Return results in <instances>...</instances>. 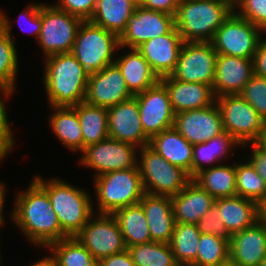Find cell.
<instances>
[{
    "instance_id": "obj_1",
    "label": "cell",
    "mask_w": 266,
    "mask_h": 266,
    "mask_svg": "<svg viewBox=\"0 0 266 266\" xmlns=\"http://www.w3.org/2000/svg\"><path fill=\"white\" fill-rule=\"evenodd\" d=\"M25 191L15 196L11 218L27 241L37 248L68 236L62 231L47 192L32 178Z\"/></svg>"
},
{
    "instance_id": "obj_2",
    "label": "cell",
    "mask_w": 266,
    "mask_h": 266,
    "mask_svg": "<svg viewBox=\"0 0 266 266\" xmlns=\"http://www.w3.org/2000/svg\"><path fill=\"white\" fill-rule=\"evenodd\" d=\"M43 84L50 107H74L85 101L88 71L70 53L44 58Z\"/></svg>"
},
{
    "instance_id": "obj_3",
    "label": "cell",
    "mask_w": 266,
    "mask_h": 266,
    "mask_svg": "<svg viewBox=\"0 0 266 266\" xmlns=\"http://www.w3.org/2000/svg\"><path fill=\"white\" fill-rule=\"evenodd\" d=\"M233 12L229 0H180L175 28L184 42H211Z\"/></svg>"
},
{
    "instance_id": "obj_4",
    "label": "cell",
    "mask_w": 266,
    "mask_h": 266,
    "mask_svg": "<svg viewBox=\"0 0 266 266\" xmlns=\"http://www.w3.org/2000/svg\"><path fill=\"white\" fill-rule=\"evenodd\" d=\"M33 179L47 192L61 229L68 237H75L97 212L92 208L93 197L86 189L56 177L46 181L36 175Z\"/></svg>"
},
{
    "instance_id": "obj_5",
    "label": "cell",
    "mask_w": 266,
    "mask_h": 266,
    "mask_svg": "<svg viewBox=\"0 0 266 266\" xmlns=\"http://www.w3.org/2000/svg\"><path fill=\"white\" fill-rule=\"evenodd\" d=\"M93 180L98 214H112L138 204L145 194L138 166L109 172Z\"/></svg>"
},
{
    "instance_id": "obj_6",
    "label": "cell",
    "mask_w": 266,
    "mask_h": 266,
    "mask_svg": "<svg viewBox=\"0 0 266 266\" xmlns=\"http://www.w3.org/2000/svg\"><path fill=\"white\" fill-rule=\"evenodd\" d=\"M137 166L144 191L151 195H177L192 180L187 171L170 164L149 145L138 149Z\"/></svg>"
},
{
    "instance_id": "obj_7",
    "label": "cell",
    "mask_w": 266,
    "mask_h": 266,
    "mask_svg": "<svg viewBox=\"0 0 266 266\" xmlns=\"http://www.w3.org/2000/svg\"><path fill=\"white\" fill-rule=\"evenodd\" d=\"M119 49L117 35L86 20L78 28L71 53L92 74L113 64L116 59L114 55Z\"/></svg>"
},
{
    "instance_id": "obj_8",
    "label": "cell",
    "mask_w": 266,
    "mask_h": 266,
    "mask_svg": "<svg viewBox=\"0 0 266 266\" xmlns=\"http://www.w3.org/2000/svg\"><path fill=\"white\" fill-rule=\"evenodd\" d=\"M83 20L59 9L54 4H42V25L37 44L43 58L60 53H70L78 28Z\"/></svg>"
},
{
    "instance_id": "obj_9",
    "label": "cell",
    "mask_w": 266,
    "mask_h": 266,
    "mask_svg": "<svg viewBox=\"0 0 266 266\" xmlns=\"http://www.w3.org/2000/svg\"><path fill=\"white\" fill-rule=\"evenodd\" d=\"M222 116L224 132L231 134L241 145L257 142L266 122L253 106L239 94L216 98Z\"/></svg>"
},
{
    "instance_id": "obj_10",
    "label": "cell",
    "mask_w": 266,
    "mask_h": 266,
    "mask_svg": "<svg viewBox=\"0 0 266 266\" xmlns=\"http://www.w3.org/2000/svg\"><path fill=\"white\" fill-rule=\"evenodd\" d=\"M262 29L233 12L211 41L217 54L253 58L263 38Z\"/></svg>"
},
{
    "instance_id": "obj_11",
    "label": "cell",
    "mask_w": 266,
    "mask_h": 266,
    "mask_svg": "<svg viewBox=\"0 0 266 266\" xmlns=\"http://www.w3.org/2000/svg\"><path fill=\"white\" fill-rule=\"evenodd\" d=\"M138 147L107 138L84 148L78 162L95 171V176L137 166Z\"/></svg>"
},
{
    "instance_id": "obj_12",
    "label": "cell",
    "mask_w": 266,
    "mask_h": 266,
    "mask_svg": "<svg viewBox=\"0 0 266 266\" xmlns=\"http://www.w3.org/2000/svg\"><path fill=\"white\" fill-rule=\"evenodd\" d=\"M75 237L91 253L96 262L127 249L121 230L112 214L95 213Z\"/></svg>"
},
{
    "instance_id": "obj_13",
    "label": "cell",
    "mask_w": 266,
    "mask_h": 266,
    "mask_svg": "<svg viewBox=\"0 0 266 266\" xmlns=\"http://www.w3.org/2000/svg\"><path fill=\"white\" fill-rule=\"evenodd\" d=\"M217 52L212 42H184L171 77L213 86Z\"/></svg>"
},
{
    "instance_id": "obj_14",
    "label": "cell",
    "mask_w": 266,
    "mask_h": 266,
    "mask_svg": "<svg viewBox=\"0 0 266 266\" xmlns=\"http://www.w3.org/2000/svg\"><path fill=\"white\" fill-rule=\"evenodd\" d=\"M134 97L137 99L143 130L150 139L173 127L175 112L168 92L160 81Z\"/></svg>"
},
{
    "instance_id": "obj_15",
    "label": "cell",
    "mask_w": 266,
    "mask_h": 266,
    "mask_svg": "<svg viewBox=\"0 0 266 266\" xmlns=\"http://www.w3.org/2000/svg\"><path fill=\"white\" fill-rule=\"evenodd\" d=\"M174 27V16L136 6L119 37L120 48H137L148 40L168 34Z\"/></svg>"
},
{
    "instance_id": "obj_16",
    "label": "cell",
    "mask_w": 266,
    "mask_h": 266,
    "mask_svg": "<svg viewBox=\"0 0 266 266\" xmlns=\"http://www.w3.org/2000/svg\"><path fill=\"white\" fill-rule=\"evenodd\" d=\"M134 97L129 91L118 66L113 63L102 71L89 74L85 102L102 108H110Z\"/></svg>"
},
{
    "instance_id": "obj_17",
    "label": "cell",
    "mask_w": 266,
    "mask_h": 266,
    "mask_svg": "<svg viewBox=\"0 0 266 266\" xmlns=\"http://www.w3.org/2000/svg\"><path fill=\"white\" fill-rule=\"evenodd\" d=\"M173 127L190 143H204L224 132L221 112L216 102L201 109L175 114Z\"/></svg>"
},
{
    "instance_id": "obj_18",
    "label": "cell",
    "mask_w": 266,
    "mask_h": 266,
    "mask_svg": "<svg viewBox=\"0 0 266 266\" xmlns=\"http://www.w3.org/2000/svg\"><path fill=\"white\" fill-rule=\"evenodd\" d=\"M109 138L127 142L138 148L149 145L150 138L145 134L137 99L120 102L107 109Z\"/></svg>"
},
{
    "instance_id": "obj_19",
    "label": "cell",
    "mask_w": 266,
    "mask_h": 266,
    "mask_svg": "<svg viewBox=\"0 0 266 266\" xmlns=\"http://www.w3.org/2000/svg\"><path fill=\"white\" fill-rule=\"evenodd\" d=\"M266 255V224L261 220L231 236L229 264L233 266H260Z\"/></svg>"
},
{
    "instance_id": "obj_20",
    "label": "cell",
    "mask_w": 266,
    "mask_h": 266,
    "mask_svg": "<svg viewBox=\"0 0 266 266\" xmlns=\"http://www.w3.org/2000/svg\"><path fill=\"white\" fill-rule=\"evenodd\" d=\"M184 41L174 27L168 34L142 43L136 49L143 55L159 78L174 71Z\"/></svg>"
},
{
    "instance_id": "obj_21",
    "label": "cell",
    "mask_w": 266,
    "mask_h": 266,
    "mask_svg": "<svg viewBox=\"0 0 266 266\" xmlns=\"http://www.w3.org/2000/svg\"><path fill=\"white\" fill-rule=\"evenodd\" d=\"M253 74V58L217 54L212 86L215 97L239 94Z\"/></svg>"
},
{
    "instance_id": "obj_22",
    "label": "cell",
    "mask_w": 266,
    "mask_h": 266,
    "mask_svg": "<svg viewBox=\"0 0 266 266\" xmlns=\"http://www.w3.org/2000/svg\"><path fill=\"white\" fill-rule=\"evenodd\" d=\"M160 82L168 92L175 114L187 110L207 108L216 102L211 85L183 82L172 78L170 75L160 78Z\"/></svg>"
},
{
    "instance_id": "obj_23",
    "label": "cell",
    "mask_w": 266,
    "mask_h": 266,
    "mask_svg": "<svg viewBox=\"0 0 266 266\" xmlns=\"http://www.w3.org/2000/svg\"><path fill=\"white\" fill-rule=\"evenodd\" d=\"M139 204L145 213L151 240L169 244L176 225L171 197L145 193Z\"/></svg>"
},
{
    "instance_id": "obj_24",
    "label": "cell",
    "mask_w": 266,
    "mask_h": 266,
    "mask_svg": "<svg viewBox=\"0 0 266 266\" xmlns=\"http://www.w3.org/2000/svg\"><path fill=\"white\" fill-rule=\"evenodd\" d=\"M171 200L176 223L196 224L215 203V198L193 179Z\"/></svg>"
},
{
    "instance_id": "obj_25",
    "label": "cell",
    "mask_w": 266,
    "mask_h": 266,
    "mask_svg": "<svg viewBox=\"0 0 266 266\" xmlns=\"http://www.w3.org/2000/svg\"><path fill=\"white\" fill-rule=\"evenodd\" d=\"M127 53L116 56L114 63L118 66L129 91L136 95L154 86L160 78L136 48H128Z\"/></svg>"
},
{
    "instance_id": "obj_26",
    "label": "cell",
    "mask_w": 266,
    "mask_h": 266,
    "mask_svg": "<svg viewBox=\"0 0 266 266\" xmlns=\"http://www.w3.org/2000/svg\"><path fill=\"white\" fill-rule=\"evenodd\" d=\"M214 205L220 210L222 221L231 235L260 220L259 204L241 196L218 198Z\"/></svg>"
},
{
    "instance_id": "obj_27",
    "label": "cell",
    "mask_w": 266,
    "mask_h": 266,
    "mask_svg": "<svg viewBox=\"0 0 266 266\" xmlns=\"http://www.w3.org/2000/svg\"><path fill=\"white\" fill-rule=\"evenodd\" d=\"M149 146L170 164L183 168L192 178L193 144H190L174 127L153 136Z\"/></svg>"
},
{
    "instance_id": "obj_28",
    "label": "cell",
    "mask_w": 266,
    "mask_h": 266,
    "mask_svg": "<svg viewBox=\"0 0 266 266\" xmlns=\"http://www.w3.org/2000/svg\"><path fill=\"white\" fill-rule=\"evenodd\" d=\"M243 147L231 134L223 132L204 143L193 145L192 179L202 170L221 164L231 150ZM221 161V162H220Z\"/></svg>"
},
{
    "instance_id": "obj_29",
    "label": "cell",
    "mask_w": 266,
    "mask_h": 266,
    "mask_svg": "<svg viewBox=\"0 0 266 266\" xmlns=\"http://www.w3.org/2000/svg\"><path fill=\"white\" fill-rule=\"evenodd\" d=\"M136 6L133 0H97L89 21L120 37Z\"/></svg>"
},
{
    "instance_id": "obj_30",
    "label": "cell",
    "mask_w": 266,
    "mask_h": 266,
    "mask_svg": "<svg viewBox=\"0 0 266 266\" xmlns=\"http://www.w3.org/2000/svg\"><path fill=\"white\" fill-rule=\"evenodd\" d=\"M52 108L49 124L55 137L71 152L83 151V135L77 111L73 107Z\"/></svg>"
},
{
    "instance_id": "obj_31",
    "label": "cell",
    "mask_w": 266,
    "mask_h": 266,
    "mask_svg": "<svg viewBox=\"0 0 266 266\" xmlns=\"http://www.w3.org/2000/svg\"><path fill=\"white\" fill-rule=\"evenodd\" d=\"M11 24L7 14L0 11V87L16 90L19 59Z\"/></svg>"
},
{
    "instance_id": "obj_32",
    "label": "cell",
    "mask_w": 266,
    "mask_h": 266,
    "mask_svg": "<svg viewBox=\"0 0 266 266\" xmlns=\"http://www.w3.org/2000/svg\"><path fill=\"white\" fill-rule=\"evenodd\" d=\"M233 164L221 163L202 170L193 180L215 199L236 196V161Z\"/></svg>"
},
{
    "instance_id": "obj_33",
    "label": "cell",
    "mask_w": 266,
    "mask_h": 266,
    "mask_svg": "<svg viewBox=\"0 0 266 266\" xmlns=\"http://www.w3.org/2000/svg\"><path fill=\"white\" fill-rule=\"evenodd\" d=\"M112 216L121 230L126 248L152 241L145 213L139 203L120 208Z\"/></svg>"
},
{
    "instance_id": "obj_34",
    "label": "cell",
    "mask_w": 266,
    "mask_h": 266,
    "mask_svg": "<svg viewBox=\"0 0 266 266\" xmlns=\"http://www.w3.org/2000/svg\"><path fill=\"white\" fill-rule=\"evenodd\" d=\"M79 117L83 135V150L89 145L96 144L109 138L107 109L80 102L73 107Z\"/></svg>"
},
{
    "instance_id": "obj_35",
    "label": "cell",
    "mask_w": 266,
    "mask_h": 266,
    "mask_svg": "<svg viewBox=\"0 0 266 266\" xmlns=\"http://www.w3.org/2000/svg\"><path fill=\"white\" fill-rule=\"evenodd\" d=\"M200 235L196 224L176 223L169 243L176 262L192 265L196 261Z\"/></svg>"
},
{
    "instance_id": "obj_36",
    "label": "cell",
    "mask_w": 266,
    "mask_h": 266,
    "mask_svg": "<svg viewBox=\"0 0 266 266\" xmlns=\"http://www.w3.org/2000/svg\"><path fill=\"white\" fill-rule=\"evenodd\" d=\"M55 266H91L95 260L76 237H67L48 247Z\"/></svg>"
},
{
    "instance_id": "obj_37",
    "label": "cell",
    "mask_w": 266,
    "mask_h": 266,
    "mask_svg": "<svg viewBox=\"0 0 266 266\" xmlns=\"http://www.w3.org/2000/svg\"><path fill=\"white\" fill-rule=\"evenodd\" d=\"M229 264V240L215 234L199 238L196 261L192 266H226Z\"/></svg>"
},
{
    "instance_id": "obj_38",
    "label": "cell",
    "mask_w": 266,
    "mask_h": 266,
    "mask_svg": "<svg viewBox=\"0 0 266 266\" xmlns=\"http://www.w3.org/2000/svg\"><path fill=\"white\" fill-rule=\"evenodd\" d=\"M127 250L136 266H173L177 263L167 243L151 241L127 247Z\"/></svg>"
},
{
    "instance_id": "obj_39",
    "label": "cell",
    "mask_w": 266,
    "mask_h": 266,
    "mask_svg": "<svg viewBox=\"0 0 266 266\" xmlns=\"http://www.w3.org/2000/svg\"><path fill=\"white\" fill-rule=\"evenodd\" d=\"M243 161L236 162L237 196L260 204L266 198V183L248 160Z\"/></svg>"
},
{
    "instance_id": "obj_40",
    "label": "cell",
    "mask_w": 266,
    "mask_h": 266,
    "mask_svg": "<svg viewBox=\"0 0 266 266\" xmlns=\"http://www.w3.org/2000/svg\"><path fill=\"white\" fill-rule=\"evenodd\" d=\"M13 89L0 87V162H3L15 147L14 132L8 120L6 100L14 94Z\"/></svg>"
},
{
    "instance_id": "obj_41",
    "label": "cell",
    "mask_w": 266,
    "mask_h": 266,
    "mask_svg": "<svg viewBox=\"0 0 266 266\" xmlns=\"http://www.w3.org/2000/svg\"><path fill=\"white\" fill-rule=\"evenodd\" d=\"M239 95L250 103L266 122V78L253 74Z\"/></svg>"
},
{
    "instance_id": "obj_42",
    "label": "cell",
    "mask_w": 266,
    "mask_h": 266,
    "mask_svg": "<svg viewBox=\"0 0 266 266\" xmlns=\"http://www.w3.org/2000/svg\"><path fill=\"white\" fill-rule=\"evenodd\" d=\"M234 12L261 29L266 26V0H238Z\"/></svg>"
},
{
    "instance_id": "obj_43",
    "label": "cell",
    "mask_w": 266,
    "mask_h": 266,
    "mask_svg": "<svg viewBox=\"0 0 266 266\" xmlns=\"http://www.w3.org/2000/svg\"><path fill=\"white\" fill-rule=\"evenodd\" d=\"M198 230L202 234H215L230 241L231 234L224 225L220 216V210L212 206L196 223Z\"/></svg>"
},
{
    "instance_id": "obj_44",
    "label": "cell",
    "mask_w": 266,
    "mask_h": 266,
    "mask_svg": "<svg viewBox=\"0 0 266 266\" xmlns=\"http://www.w3.org/2000/svg\"><path fill=\"white\" fill-rule=\"evenodd\" d=\"M27 7V8H26ZM23 11L20 13L21 15L18 17V25L21 27V30L26 31V33L33 34L35 36V40H38L40 32H41V25H42V3H29ZM22 20V21H21ZM26 23L29 27L25 30V24H21V22ZM28 21V22H27Z\"/></svg>"
},
{
    "instance_id": "obj_45",
    "label": "cell",
    "mask_w": 266,
    "mask_h": 266,
    "mask_svg": "<svg viewBox=\"0 0 266 266\" xmlns=\"http://www.w3.org/2000/svg\"><path fill=\"white\" fill-rule=\"evenodd\" d=\"M96 4L97 0H58V3L54 5L59 9L86 21L91 19Z\"/></svg>"
},
{
    "instance_id": "obj_46",
    "label": "cell",
    "mask_w": 266,
    "mask_h": 266,
    "mask_svg": "<svg viewBox=\"0 0 266 266\" xmlns=\"http://www.w3.org/2000/svg\"><path fill=\"white\" fill-rule=\"evenodd\" d=\"M244 146H249L252 149L247 160L252 164L256 172L266 183V150H264L257 142L250 143V145H243V147Z\"/></svg>"
},
{
    "instance_id": "obj_47",
    "label": "cell",
    "mask_w": 266,
    "mask_h": 266,
    "mask_svg": "<svg viewBox=\"0 0 266 266\" xmlns=\"http://www.w3.org/2000/svg\"><path fill=\"white\" fill-rule=\"evenodd\" d=\"M180 0H145L142 7L175 16Z\"/></svg>"
},
{
    "instance_id": "obj_48",
    "label": "cell",
    "mask_w": 266,
    "mask_h": 266,
    "mask_svg": "<svg viewBox=\"0 0 266 266\" xmlns=\"http://www.w3.org/2000/svg\"><path fill=\"white\" fill-rule=\"evenodd\" d=\"M254 74L266 78V40L261 39L253 57Z\"/></svg>"
},
{
    "instance_id": "obj_49",
    "label": "cell",
    "mask_w": 266,
    "mask_h": 266,
    "mask_svg": "<svg viewBox=\"0 0 266 266\" xmlns=\"http://www.w3.org/2000/svg\"><path fill=\"white\" fill-rule=\"evenodd\" d=\"M99 266H136L126 249L125 251L101 259Z\"/></svg>"
},
{
    "instance_id": "obj_50",
    "label": "cell",
    "mask_w": 266,
    "mask_h": 266,
    "mask_svg": "<svg viewBox=\"0 0 266 266\" xmlns=\"http://www.w3.org/2000/svg\"><path fill=\"white\" fill-rule=\"evenodd\" d=\"M6 184L0 182V226H4L5 219H4V204H5V194L6 193Z\"/></svg>"
},
{
    "instance_id": "obj_51",
    "label": "cell",
    "mask_w": 266,
    "mask_h": 266,
    "mask_svg": "<svg viewBox=\"0 0 266 266\" xmlns=\"http://www.w3.org/2000/svg\"><path fill=\"white\" fill-rule=\"evenodd\" d=\"M31 266H55L54 260L51 256L42 257L36 263H33Z\"/></svg>"
},
{
    "instance_id": "obj_52",
    "label": "cell",
    "mask_w": 266,
    "mask_h": 266,
    "mask_svg": "<svg viewBox=\"0 0 266 266\" xmlns=\"http://www.w3.org/2000/svg\"><path fill=\"white\" fill-rule=\"evenodd\" d=\"M260 220L266 224V198L259 204Z\"/></svg>"
},
{
    "instance_id": "obj_53",
    "label": "cell",
    "mask_w": 266,
    "mask_h": 266,
    "mask_svg": "<svg viewBox=\"0 0 266 266\" xmlns=\"http://www.w3.org/2000/svg\"><path fill=\"white\" fill-rule=\"evenodd\" d=\"M257 143L264 149L266 150V124L264 127V130L262 131V134L260 135Z\"/></svg>"
},
{
    "instance_id": "obj_54",
    "label": "cell",
    "mask_w": 266,
    "mask_h": 266,
    "mask_svg": "<svg viewBox=\"0 0 266 266\" xmlns=\"http://www.w3.org/2000/svg\"><path fill=\"white\" fill-rule=\"evenodd\" d=\"M133 2L137 5V6H141L145 0H133Z\"/></svg>"
},
{
    "instance_id": "obj_55",
    "label": "cell",
    "mask_w": 266,
    "mask_h": 266,
    "mask_svg": "<svg viewBox=\"0 0 266 266\" xmlns=\"http://www.w3.org/2000/svg\"><path fill=\"white\" fill-rule=\"evenodd\" d=\"M173 266H192V265H189V264H185V263H176L174 264Z\"/></svg>"
},
{
    "instance_id": "obj_56",
    "label": "cell",
    "mask_w": 266,
    "mask_h": 266,
    "mask_svg": "<svg viewBox=\"0 0 266 266\" xmlns=\"http://www.w3.org/2000/svg\"><path fill=\"white\" fill-rule=\"evenodd\" d=\"M260 266H266V255H265V257L263 258V260H262Z\"/></svg>"
},
{
    "instance_id": "obj_57",
    "label": "cell",
    "mask_w": 266,
    "mask_h": 266,
    "mask_svg": "<svg viewBox=\"0 0 266 266\" xmlns=\"http://www.w3.org/2000/svg\"><path fill=\"white\" fill-rule=\"evenodd\" d=\"M262 33H263V36H265L264 34L266 33V26L262 29ZM265 40H266V37H263Z\"/></svg>"
},
{
    "instance_id": "obj_58",
    "label": "cell",
    "mask_w": 266,
    "mask_h": 266,
    "mask_svg": "<svg viewBox=\"0 0 266 266\" xmlns=\"http://www.w3.org/2000/svg\"><path fill=\"white\" fill-rule=\"evenodd\" d=\"M91 266H99V263L95 261Z\"/></svg>"
},
{
    "instance_id": "obj_59",
    "label": "cell",
    "mask_w": 266,
    "mask_h": 266,
    "mask_svg": "<svg viewBox=\"0 0 266 266\" xmlns=\"http://www.w3.org/2000/svg\"><path fill=\"white\" fill-rule=\"evenodd\" d=\"M1 227L2 226H0V230H1ZM0 234H1V232H0ZM0 239H1V235H0ZM0 243H1V241H0ZM0 248H1V245H0ZM1 250V249H0ZM1 252V251H0ZM0 257H2V254L0 253Z\"/></svg>"
},
{
    "instance_id": "obj_60",
    "label": "cell",
    "mask_w": 266,
    "mask_h": 266,
    "mask_svg": "<svg viewBox=\"0 0 266 266\" xmlns=\"http://www.w3.org/2000/svg\"><path fill=\"white\" fill-rule=\"evenodd\" d=\"M229 1L235 4L238 0H229Z\"/></svg>"
},
{
    "instance_id": "obj_61",
    "label": "cell",
    "mask_w": 266,
    "mask_h": 266,
    "mask_svg": "<svg viewBox=\"0 0 266 266\" xmlns=\"http://www.w3.org/2000/svg\"><path fill=\"white\" fill-rule=\"evenodd\" d=\"M2 259H3V258H2V257H0V266H1V264H2V261H3Z\"/></svg>"
}]
</instances>
